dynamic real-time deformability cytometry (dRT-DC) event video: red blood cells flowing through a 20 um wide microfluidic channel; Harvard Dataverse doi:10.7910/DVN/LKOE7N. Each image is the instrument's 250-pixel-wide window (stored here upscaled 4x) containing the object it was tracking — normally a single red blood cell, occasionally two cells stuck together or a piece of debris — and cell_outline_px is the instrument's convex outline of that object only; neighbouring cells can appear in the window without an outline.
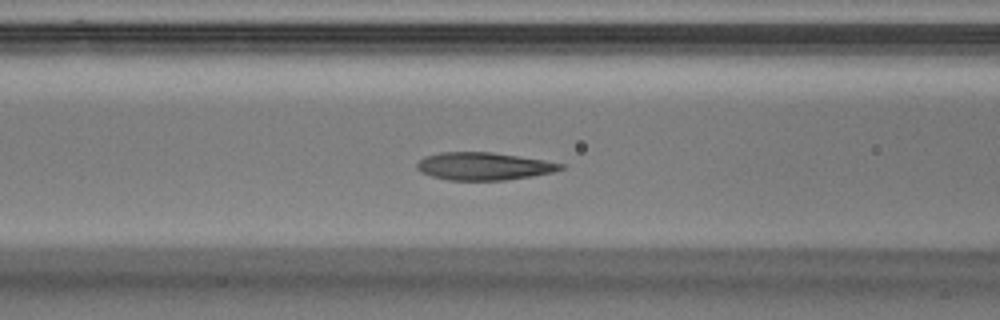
{"species": "Egyptian fruit bat (a non-hibernating species)", "species_latin": "Rousettus aegyptiacus", "temperature_condition": "warm", "stored_images_in_passage": 35, "camera_frame_rate_fps": 3000, "um_per_image_px": 0.085, "animal": {"sex": "male"}, "frame": {"image": 1, "passage_image": 5, "time_ms": 1.333, "image_size_px": [1000, 320], "cell_outline_px": [[564, 168], [552, 172], [532, 176], [504, 180], [448, 180], [432, 176], [420, 172], [416, 168], [416, 164], [424, 156], [440, 152], [492, 152], [544, 160], [564, 164]], "centroid_in_image_um": [41.08, 14.12], "position_along_channel_um": 125.5, "area_um2": 23.12}}
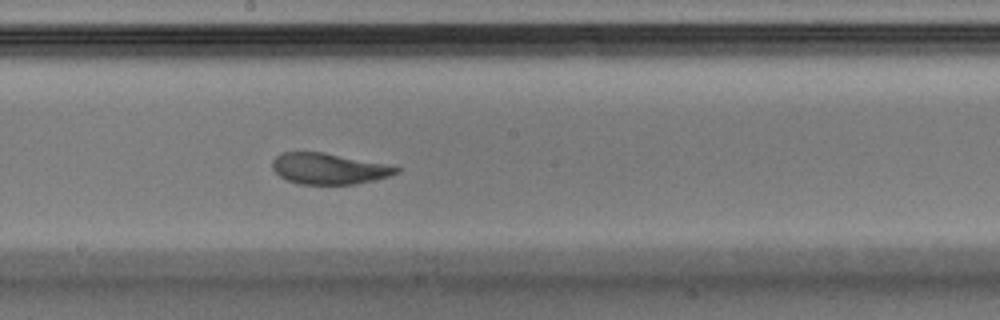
{"frame": {"image": 2, "passage_image": 12, "time_ms": 3.667, "image_size_px": [1000, 320], "cell_outline_px": [[400, 172], [388, 176], [356, 184], [296, 184], [280, 176], [272, 168], [272, 160], [276, 156], [284, 152], [324, 152], [384, 164], [400, 168]], "centroid_in_image_um": [27.91, 14.34], "position_along_channel_um": 220.3, "area_um2": 22.14}}
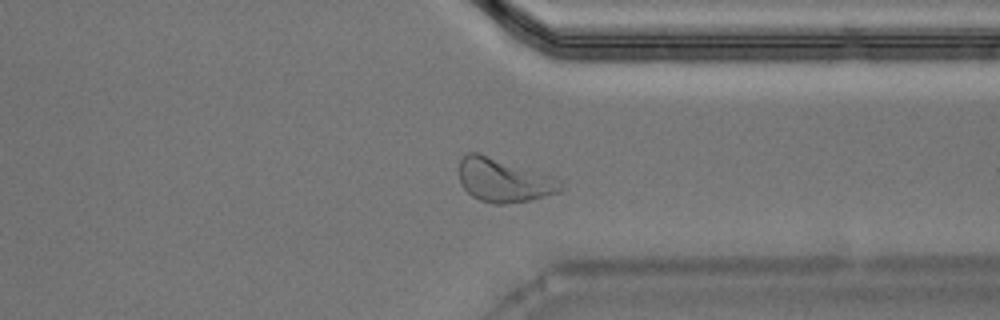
{"frame": {"image": 3, "passage_image": 23, "time_ms": 7.333, "image_size_px": [1000, 320], "cell_outline_px": [[564, 188], [560, 192], [528, 200], [504, 204], [492, 204], [480, 200], [472, 196], [460, 184], [460, 160], [468, 152], [476, 152], [552, 176], [564, 180]], "centroid_in_image_um": [42.85, 15.34], "position_along_channel_um": 368.5, "area_um2": 25.66}, "authors_computed_cell_mechanics": {"area_um2": 24.0448, "velocity_mm_per_s": 4.0624, "shape_relaxation_time_tau1_ms": 3.8863, "shape_relaxation_time_tau2_ms": 1.0288, "deformation_change_tau1": 0.1633, "deformation_change_tau2": 0.0669}}